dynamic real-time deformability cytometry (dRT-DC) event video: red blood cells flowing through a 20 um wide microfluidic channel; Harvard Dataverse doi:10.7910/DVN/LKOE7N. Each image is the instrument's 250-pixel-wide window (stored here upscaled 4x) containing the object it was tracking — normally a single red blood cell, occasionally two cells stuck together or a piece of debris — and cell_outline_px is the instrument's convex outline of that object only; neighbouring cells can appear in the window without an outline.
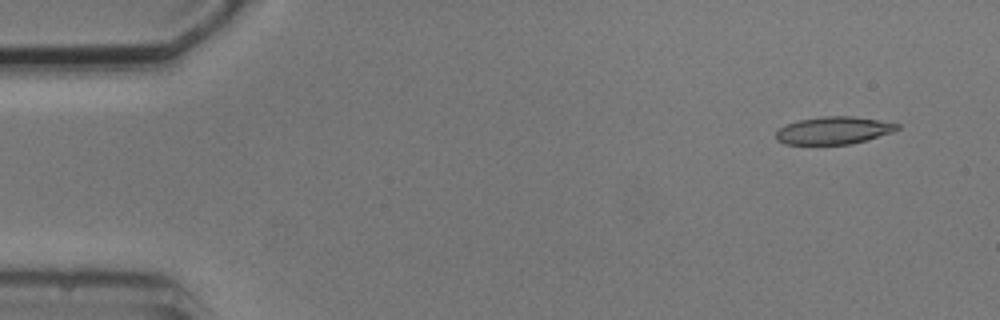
{"species": "common noctule bat (a hibernating species)", "species_latin": "Nyctalus noctula", "temperature_condition": "cold", "stored_images_in_passage": 4, "camera_frame_rate_fps": 3000, "um_per_image_px": 0.085, "animal": {"sex": "male", "body_mass_g": 20.5, "forearm_length_mm": 52.5}, "frame": {"image": 1, "passage_image": 1, "time_ms": 0.0, "image_size_px": [1000, 320], "cell_outline_px": [[900, 128], [892, 132], [868, 140], [852, 144], [784, 144], [776, 140], [776, 132], [780, 128], [788, 124], [800, 120], [824, 116], [852, 116], [900, 124]], "centroid_in_image_um": [70.87, 11.1], "position_along_channel_um": 14.1, "area_um2": 19.31}}
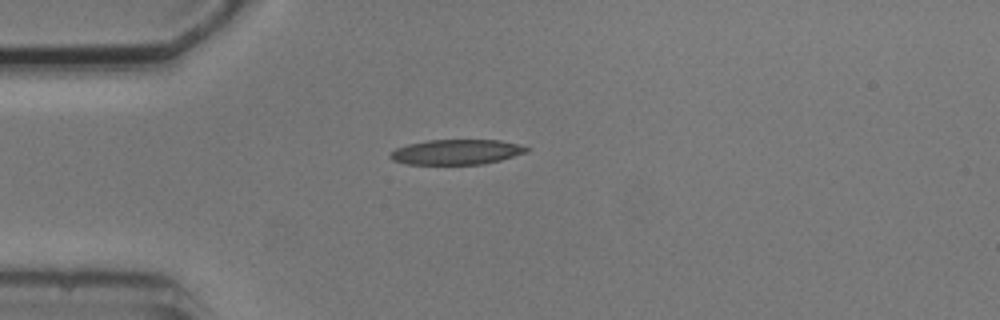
{"frame": {"image": 2, "passage_image": 4, "time_ms": 3.333, "image_size_px": [1000, 320], "cell_outline_px": [[528, 152], [500, 160], [484, 164], [408, 164], [392, 160], [388, 156], [396, 148], [408, 144], [428, 140], [500, 140], [516, 144], [528, 148]], "centroid_in_image_um": [38.78, 12.92], "position_along_channel_um": 46.2, "area_um2": 19.77}}